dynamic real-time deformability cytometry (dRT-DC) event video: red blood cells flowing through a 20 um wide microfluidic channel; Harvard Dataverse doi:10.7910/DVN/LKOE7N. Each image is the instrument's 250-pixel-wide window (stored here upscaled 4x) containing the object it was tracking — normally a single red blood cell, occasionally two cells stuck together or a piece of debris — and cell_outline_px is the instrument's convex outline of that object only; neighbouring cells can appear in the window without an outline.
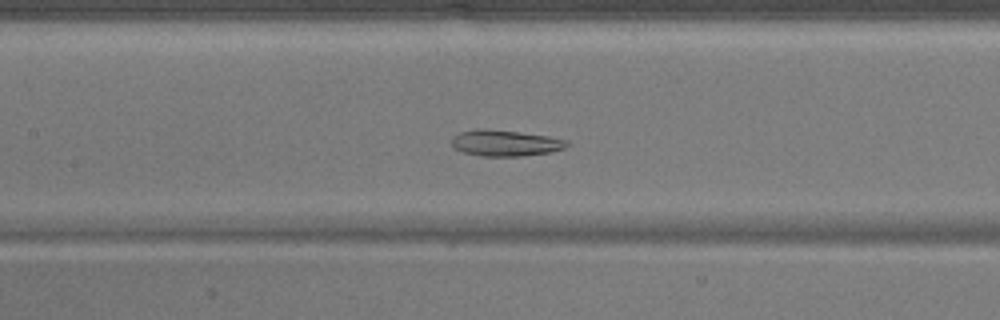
{"species": "common noctule bat (a hibernating species)", "species_latin": "Nyctalus noctula", "temperature_condition": "warm", "stored_images_in_passage": 52, "camera_frame_rate_fps": 3000, "um_per_image_px": 0.085, "animal": {"sex": "male", "body_mass_g": 17.9}, "frame": {"image": 1, "passage_image": 25, "time_ms": 8.0, "image_size_px": [1000, 320], "cell_outline_px": [[568, 144], [564, 148], [548, 152], [524, 156], [480, 156], [464, 152], [452, 148], [452, 136], [460, 132], [484, 128], [548, 136], [568, 140]], "centroid_in_image_um": [42.91, 12.16], "position_along_channel_um": 164.5, "area_um2": 17.4}}
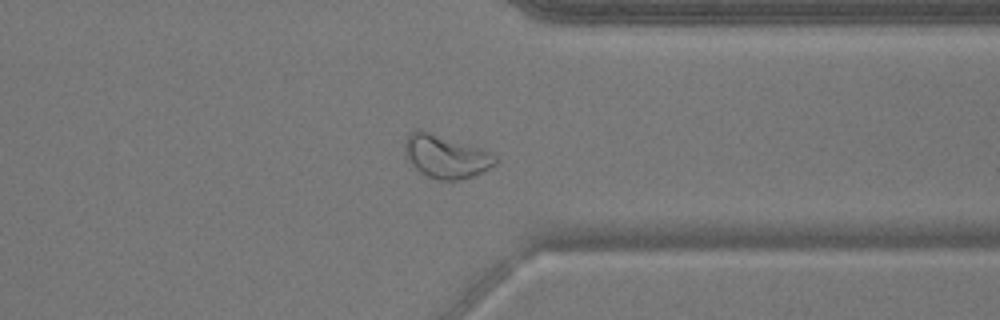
{"frame": {"image": 2, "passage_image": 41, "time_ms": 13.333, "image_size_px": [1000, 320], "cell_outline_px": [[496, 164], [484, 172], [472, 176], [456, 180], [440, 180], [428, 176], [420, 172], [408, 160], [404, 148], [404, 144], [408, 136], [416, 128], [420, 128], [488, 152], [496, 156]], "centroid_in_image_um": [37.87, 13.3], "position_along_channel_um": 373.5, "area_um2": 22.31}}
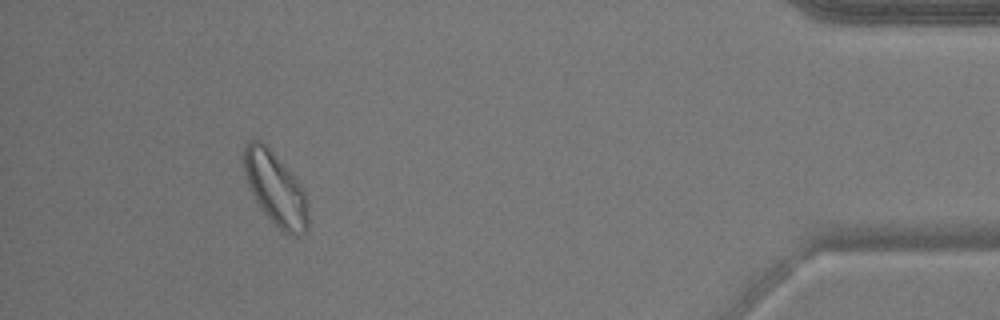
{"frame": {"image": 3, "passage_image": 48, "time_ms": 15.667, "image_size_px": [1000, 320], "cell_outline_px": [[308, 228], [304, 232], [296, 236], [284, 232], [264, 212], [256, 200], [248, 184], [244, 172], [244, 148], [248, 140], [260, 140], [272, 152], [300, 184], [304, 192], [308, 212]], "centroid_in_image_um": [23.41, 16.04], "position_along_channel_um": 411.8, "area_um2": 26.47}}